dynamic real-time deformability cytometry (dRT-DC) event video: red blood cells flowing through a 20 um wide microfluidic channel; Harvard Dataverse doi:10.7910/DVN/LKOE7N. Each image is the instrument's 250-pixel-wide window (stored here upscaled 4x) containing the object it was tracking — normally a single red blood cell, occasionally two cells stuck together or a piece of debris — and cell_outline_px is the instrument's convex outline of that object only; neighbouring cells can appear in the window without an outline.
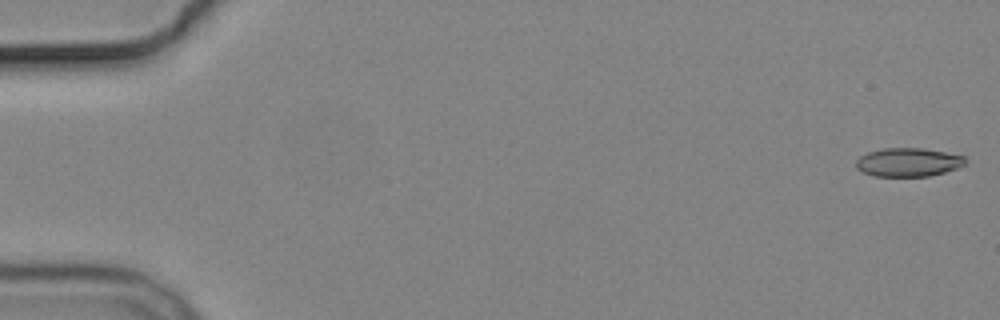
{"species": "common noctule bat (a hibernating species)", "species_latin": "Nyctalus noctula", "temperature_condition": "cold", "stored_images_in_passage": 8, "camera_frame_rate_fps": 3000, "um_per_image_px": 0.085, "animal": {"sex": "male", "body_mass_g": 19.2, "forearm_length_mm": 51.8}, "frame": {"image": 1, "passage_image": 1, "time_ms": 0.0, "image_size_px": [1000, 320], "cell_outline_px": [[964, 164], [956, 168], [944, 172], [928, 176], [872, 176], [856, 168], [856, 160], [860, 156], [868, 152], [884, 148], [920, 148], [944, 152], [964, 156]], "centroid_in_image_um": [77.15, 13.79], "position_along_channel_um": 7.9, "area_um2": 17.98}}
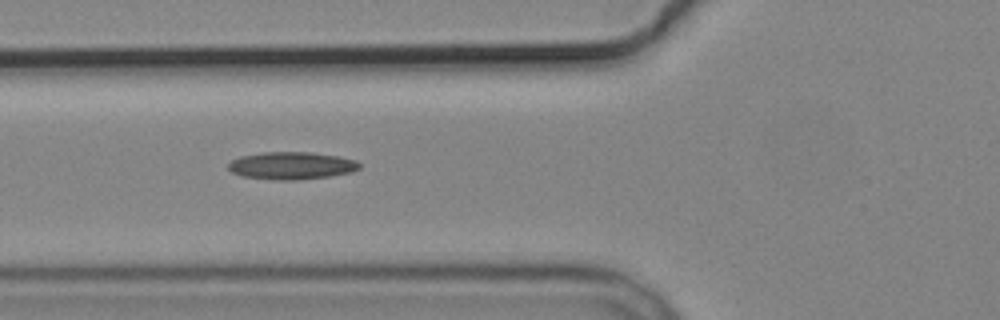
{"frame": {"image": 2, "passage_image": 7, "time_ms": 6.667, "image_size_px": [1000, 320], "cell_outline_px": [[360, 168], [352, 172], [332, 176], [300, 180], [272, 180], [240, 176], [232, 172], [228, 168], [228, 164], [232, 160], [240, 156], [264, 152], [312, 152], [336, 156], [356, 160], [360, 164]], "centroid_in_image_um": [24.77, 14.09], "position_along_channel_um": 101.0, "area_um2": 21.21}}
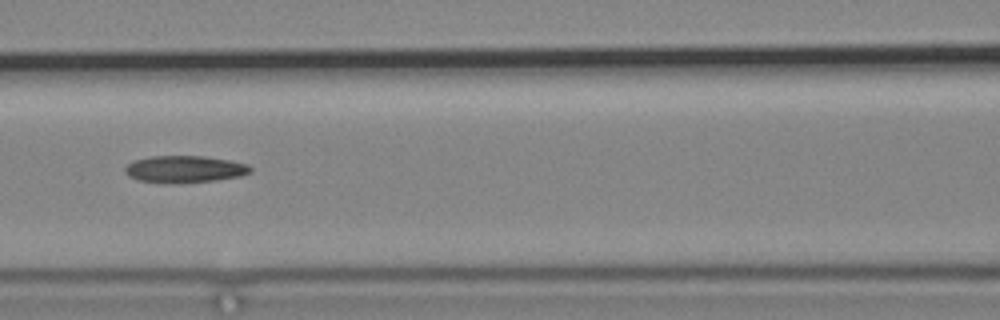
{"frame": {"image": 3, "passage_image": 8, "time_ms": 8.0, "image_size_px": [1000, 320], "cell_outline_px": [[252, 172], [240, 176], [216, 180], [180, 184], [164, 184], [136, 180], [128, 176], [124, 172], [124, 168], [132, 160], [152, 156], [204, 156], [228, 160], [248, 164], [252, 168]], "centroid_in_image_um": [15.65, 14.4], "position_along_channel_um": 150.9, "area_um2": 20.17}}